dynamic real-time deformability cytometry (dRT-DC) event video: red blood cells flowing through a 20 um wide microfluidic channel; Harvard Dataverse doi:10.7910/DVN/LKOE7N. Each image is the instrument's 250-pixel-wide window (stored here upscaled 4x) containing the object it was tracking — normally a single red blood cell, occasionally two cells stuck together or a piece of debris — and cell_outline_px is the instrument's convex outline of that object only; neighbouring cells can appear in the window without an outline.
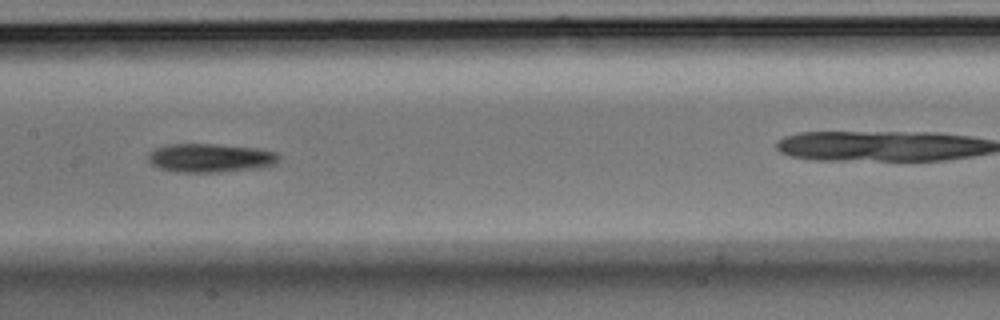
{"species": "Egyptian fruit bat (a non-hibernating species)", "species_latin": "Rousettus aegyptiacus", "temperature_condition": "room temperature", "stored_images_in_passage": 7, "camera_frame_rate_fps": 3000, "um_per_image_px": 0.085, "animal": {"sex": "male"}, "frame": {"image": 1, "passage_image": 6, "time_ms": 1.667, "image_size_px": [1000, 320], "cell_outline_px": [[280, 156], [276, 164], [260, 168], [220, 172], [172, 172], [160, 168], [152, 164], [148, 160], [148, 152], [152, 148], [164, 144], [216, 144], [256, 148], [276, 152]], "centroid_in_image_um": [17.84, 13.42], "position_along_channel_um": 189.6, "area_um2": 22.2}}